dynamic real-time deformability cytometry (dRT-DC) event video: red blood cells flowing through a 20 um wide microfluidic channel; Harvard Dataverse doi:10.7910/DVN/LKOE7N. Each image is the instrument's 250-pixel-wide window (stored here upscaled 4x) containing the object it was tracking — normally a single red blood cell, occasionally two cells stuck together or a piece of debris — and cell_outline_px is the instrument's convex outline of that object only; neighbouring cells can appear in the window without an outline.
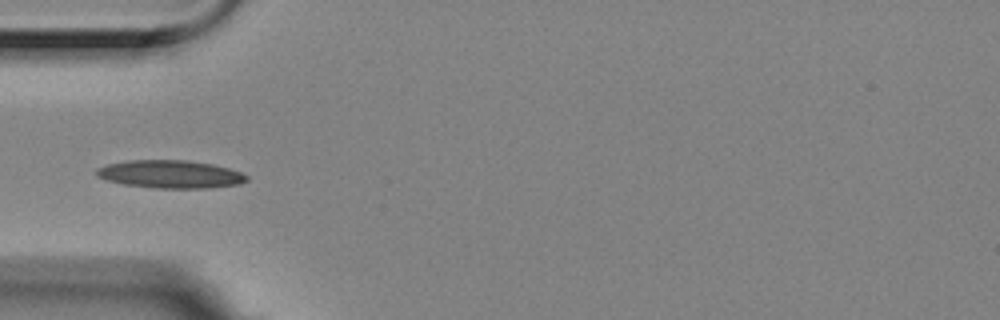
{"species": "Egyptian fruit bat (a non-hibernating species)", "species_latin": "Rousettus aegyptiacus", "temperature_condition": "room temperature", "stored_images_in_passage": 16, "camera_frame_rate_fps": 3000, "um_per_image_px": 0.085, "animal": {"sex": "female"}, "frame": {"image": 1, "passage_image": 6, "time_ms": 1.667, "image_size_px": [1000, 320], "cell_outline_px": [[248, 180], [240, 184], [212, 188], [156, 188], [124, 184], [108, 180], [96, 176], [96, 168], [108, 164], [132, 160], [188, 160], [212, 164], [228, 168], [240, 172], [248, 176]], "centroid_in_image_um": [14.51, 14.81], "position_along_channel_um": 70.5, "area_um2": 24.39}}
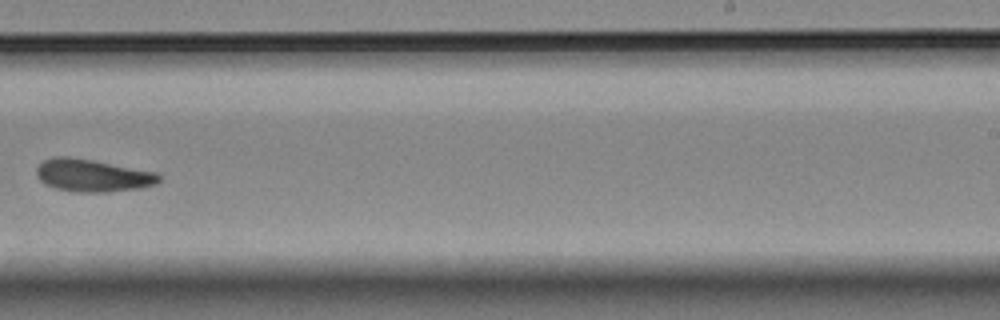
{"frame": {"image": 2, "passage_image": 11, "time_ms": 3.333, "image_size_px": [1000, 320], "cell_outline_px": [[160, 180], [156, 184], [140, 188], [108, 192], [72, 192], [56, 188], [44, 184], [40, 180], [36, 172], [36, 168], [44, 160], [52, 156], [68, 156], [92, 160], [156, 172], [160, 176]], "centroid_in_image_um": [7.85, 14.92], "position_along_channel_um": 281.2, "area_um2": 23.24}}
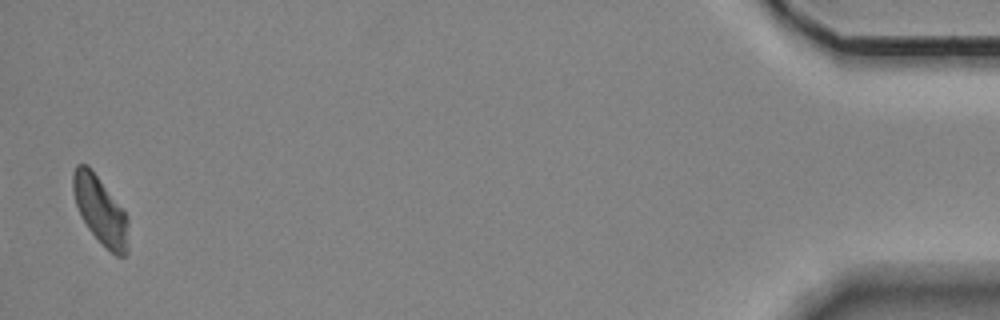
{"frame": {"image": 3, "passage_image": 16, "time_ms": 5.0, "image_size_px": [1000, 320], "cell_outline_px": [[128, 252], [124, 256], [116, 256], [88, 228], [76, 204], [72, 192], [72, 172], [76, 164], [88, 164], [128, 216]], "centroid_in_image_um": [8.53, 17.84], "position_along_channel_um": 426.7, "area_um2": 21.56}}